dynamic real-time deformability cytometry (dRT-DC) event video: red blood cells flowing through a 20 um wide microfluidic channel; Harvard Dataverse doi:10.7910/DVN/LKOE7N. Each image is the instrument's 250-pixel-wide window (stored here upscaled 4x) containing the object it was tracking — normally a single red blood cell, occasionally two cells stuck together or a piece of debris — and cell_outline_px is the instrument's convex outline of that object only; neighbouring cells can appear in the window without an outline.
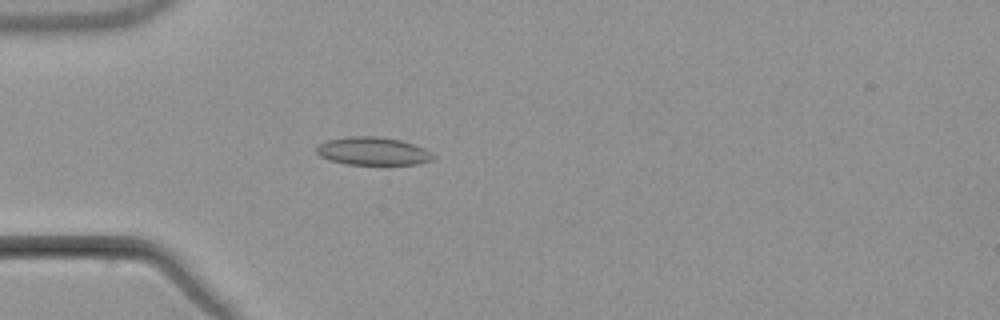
{"species": "common noctule bat (a hibernating species)", "species_latin": "Nyctalus noctula", "temperature_condition": "warm", "stored_images_in_passage": 4, "camera_frame_rate_fps": 3000, "um_per_image_px": 0.085, "animal": {"sex": "male", "body_mass_g": 21.5, "forearm_length_mm": 52.0}, "frame": {"image": 1, "passage_image": 4, "time_ms": 5.333, "image_size_px": [1000, 320], "cell_outline_px": [[436, 156], [432, 160], [416, 164], [344, 164], [320, 156], [316, 152], [316, 148], [320, 144], [328, 140], [352, 136], [376, 136], [400, 140], [424, 148], [432, 152]], "centroid_in_image_um": [31.72, 12.85], "position_along_channel_um": 53.3, "area_um2": 18.84}}